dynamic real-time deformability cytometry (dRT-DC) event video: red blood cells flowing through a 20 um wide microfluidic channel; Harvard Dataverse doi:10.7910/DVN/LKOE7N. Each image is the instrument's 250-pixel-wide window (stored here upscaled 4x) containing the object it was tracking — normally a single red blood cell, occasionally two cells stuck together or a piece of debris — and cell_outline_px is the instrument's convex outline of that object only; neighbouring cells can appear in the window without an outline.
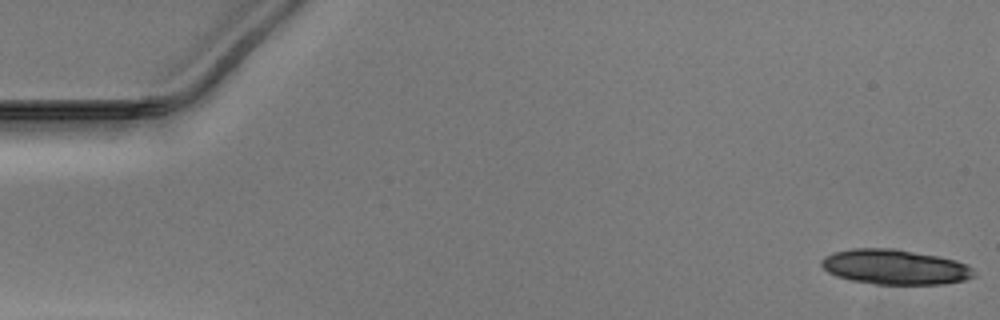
{"species": "Egyptian fruit bat (a non-hibernating species)", "species_latin": "Rousettus aegyptiacus", "temperature_condition": "warm", "stored_images_in_passage": 32, "camera_frame_rate_fps": 3000, "um_per_image_px": 0.085, "animal": {"sex": "male"}, "frame": {"image": 1, "passage_image": 1, "time_ms": 0.0, "image_size_px": [1000, 320], "cell_outline_px": [[976, 276], [964, 280], [944, 284], [876, 284], [852, 280], [836, 276], [828, 272], [820, 264], [820, 260], [824, 256], [832, 252], [852, 248], [896, 248], [956, 260], [972, 268]], "centroid_in_image_um": [76.04, 22.68], "position_along_channel_um": 9.0, "area_um2": 31.15}}
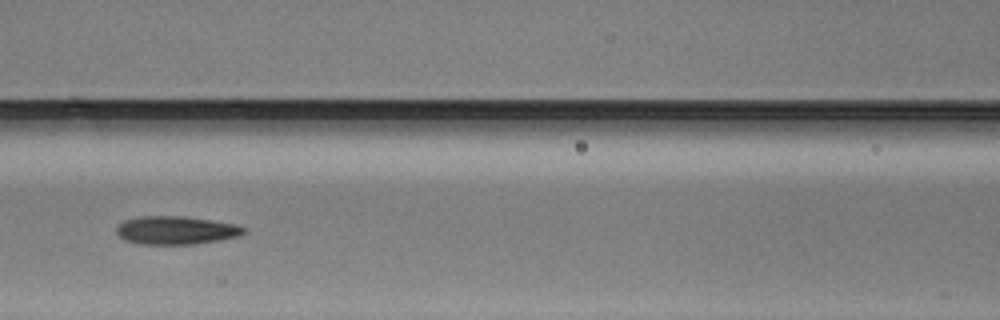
{"frame": {"image": 2, "passage_image": 23, "time_ms": 7.333, "image_size_px": [1000, 320], "cell_outline_px": [[248, 232], [240, 236], [220, 240], [192, 244], [136, 244], [124, 240], [116, 232], [116, 228], [124, 220], [140, 216], [184, 216], [236, 224], [244, 228]], "centroid_in_image_um": [14.96, 19.57], "position_along_channel_um": 151.6, "area_um2": 21.04}}
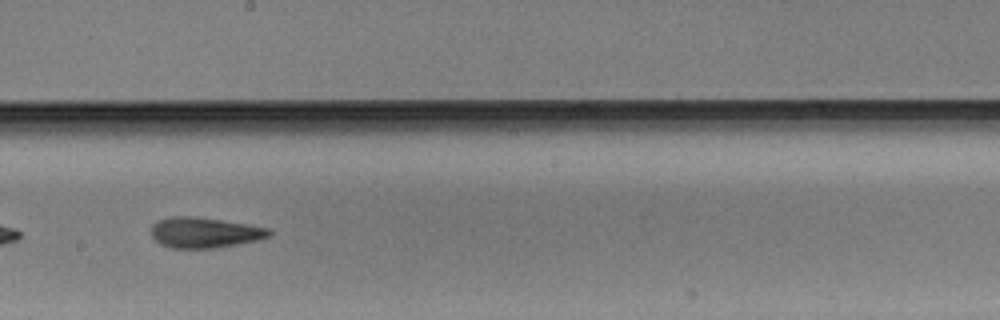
{"frame": {"image": 3, "passage_image": 29, "time_ms": 9.333, "image_size_px": [1000, 320], "cell_outline_px": [[272, 236], [260, 240], [212, 248], [172, 248], [160, 244], [152, 236], [152, 224], [156, 220], [172, 216], [192, 216], [248, 224], [272, 228]], "centroid_in_image_um": [17.42, 19.76], "position_along_channel_um": 230.8, "area_um2": 21.1}}